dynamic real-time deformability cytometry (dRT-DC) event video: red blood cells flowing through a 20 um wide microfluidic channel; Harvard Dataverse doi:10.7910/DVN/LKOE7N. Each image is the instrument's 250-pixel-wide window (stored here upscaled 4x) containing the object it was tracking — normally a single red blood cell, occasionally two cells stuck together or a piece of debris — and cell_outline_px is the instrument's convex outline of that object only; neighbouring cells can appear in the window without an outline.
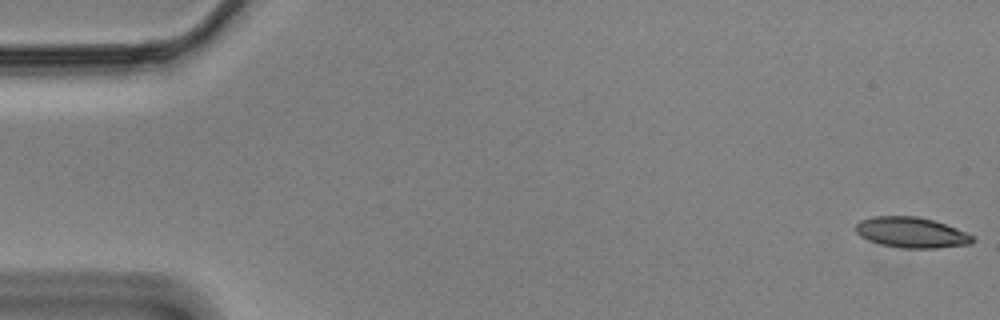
{"species": "Egyptian fruit bat (a non-hibernating species)", "species_latin": "Rousettus aegyptiacus", "temperature_condition": "cold", "stored_images_in_passage": 57, "camera_frame_rate_fps": 3000, "um_per_image_px": 0.085, "animal": {"sex": "male"}, "frame": {"image": 1, "passage_image": 1, "time_ms": 0.0, "image_size_px": [1000, 320], "cell_outline_px": [[976, 240], [972, 244], [936, 248], [900, 248], [880, 244], [868, 240], [860, 236], [856, 232], [856, 224], [860, 220], [872, 216], [916, 216], [932, 220], [956, 228], [972, 236]], "centroid_in_image_um": [77.45, 19.77], "position_along_channel_um": 7.6, "area_um2": 20.81}}
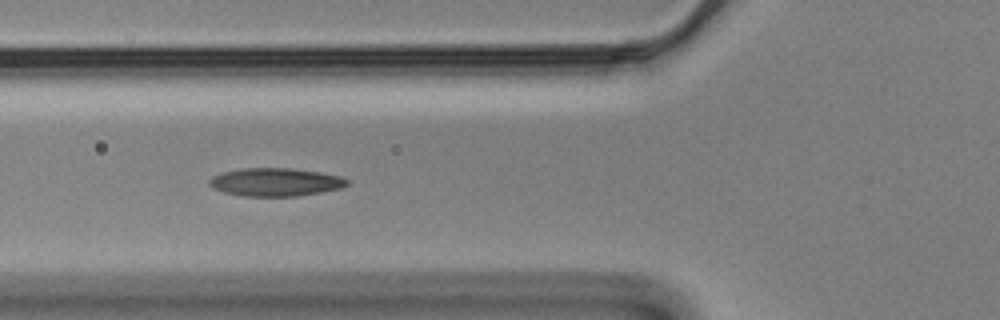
{"frame": {"image": 2, "passage_image": 21, "time_ms": 6.667, "image_size_px": [1000, 320], "cell_outline_px": [[348, 184], [340, 188], [320, 192], [296, 196], [244, 196], [224, 192], [212, 188], [208, 184], [208, 180], [212, 176], [224, 172], [240, 168], [288, 168], [320, 172], [340, 176], [348, 180]], "centroid_in_image_um": [23.37, 15.47], "position_along_channel_um": 102.4, "area_um2": 22.48}}
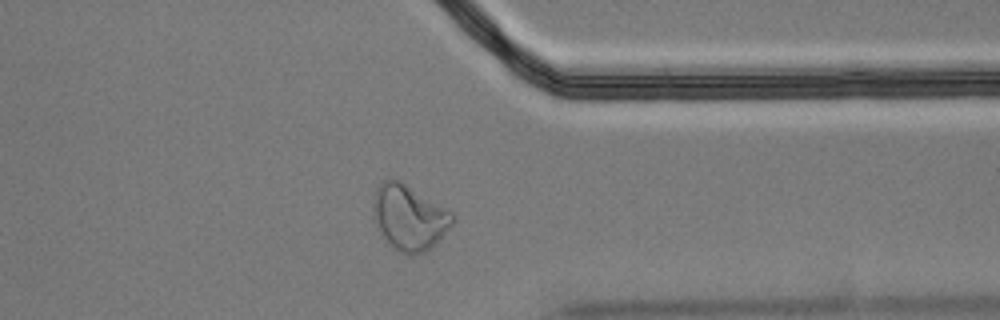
{"frame": {"image": 3, "passage_image": 45, "time_ms": 14.667, "image_size_px": [1000, 320], "cell_outline_px": [[456, 220], [424, 252], [412, 256], [408, 256], [392, 248], [384, 240], [376, 228], [372, 220], [372, 204], [376, 188], [388, 176], [392, 176], [400, 180], [448, 208], [456, 216]], "centroid_in_image_um": [34.72, 18.45], "position_along_channel_um": 376.7, "area_um2": 30.87}, "authors_computed_cell_mechanics": {"area_um2": 22.1374, "velocity_mm_per_s": 3.4778, "shape_relaxation_time_tau1_ms": null, "shape_relaxation_time_tau2_ms": 2.1748, "deformation_change_tau1": null, "deformation_change_tau2": 0.0873}}